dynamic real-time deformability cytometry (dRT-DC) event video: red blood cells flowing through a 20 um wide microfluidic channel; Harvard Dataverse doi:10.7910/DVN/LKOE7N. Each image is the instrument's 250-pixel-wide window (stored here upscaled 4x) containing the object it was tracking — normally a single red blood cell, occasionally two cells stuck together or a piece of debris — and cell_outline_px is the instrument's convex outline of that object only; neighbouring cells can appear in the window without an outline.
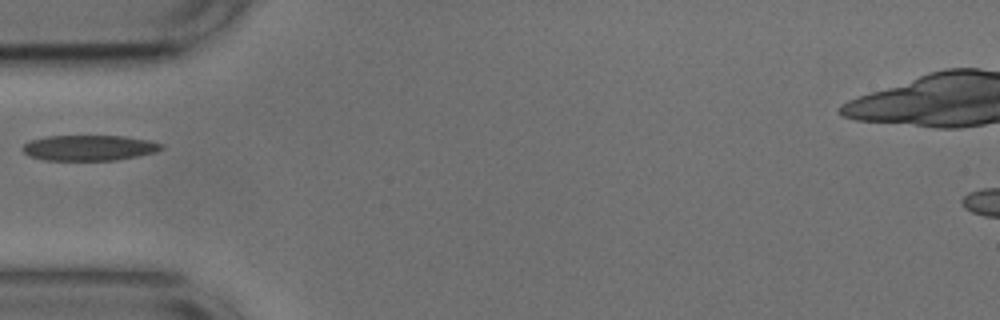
{"species": "common noctule bat (a hibernating species)", "species_latin": "Nyctalus noctula", "temperature_condition": "cold", "stored_images_in_passage": 37, "camera_frame_rate_fps": 3000, "um_per_image_px": 0.085, "animal": {"sex": "male", "body_mass_g": 17.9, "forearm_length_mm": 54.2}, "frame": {"image": 1, "passage_image": 1, "time_ms": 0.0, "image_size_px": [1000, 320], "cell_outline_px": [[164, 148], [156, 152], [116, 160], [44, 160], [28, 156], [20, 148], [28, 140], [48, 136], [124, 136], [152, 140], [164, 144]], "centroid_in_image_um": [7.58, 12.56], "position_along_channel_um": 77.4, "area_um2": 20.87}}
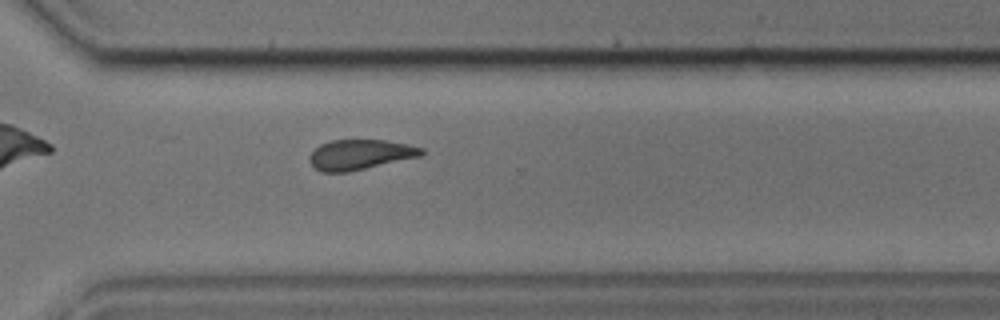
{"frame": {"image": 2, "passage_image": 22, "time_ms": 7.0, "image_size_px": [1000, 320], "cell_outline_px": [[424, 152], [420, 156], [348, 172], [320, 172], [308, 160], [312, 152], [320, 144], [332, 140], [384, 140], [408, 144], [424, 148]], "centroid_in_image_um": [30.6, 13.13], "position_along_channel_um": 340.0, "area_um2": 19.48}}